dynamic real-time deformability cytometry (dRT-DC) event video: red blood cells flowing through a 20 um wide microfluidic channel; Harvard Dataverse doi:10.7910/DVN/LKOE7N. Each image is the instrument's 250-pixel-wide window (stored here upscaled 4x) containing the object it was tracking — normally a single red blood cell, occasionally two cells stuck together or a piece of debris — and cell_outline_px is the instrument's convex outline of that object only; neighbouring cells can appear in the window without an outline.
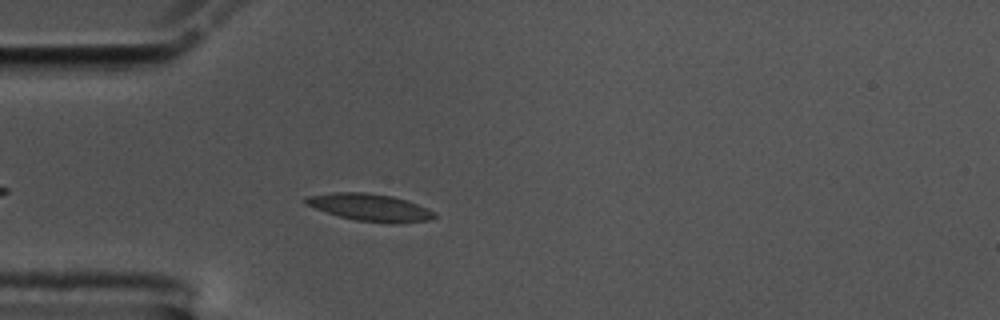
{"species": "common noctule bat (a hibernating species)", "species_latin": "Nyctalus noctula", "temperature_condition": "cold", "stored_images_in_passage": 37, "camera_frame_rate_fps": 3000, "um_per_image_px": 0.085, "animal": {"sex": "male", "body_mass_g": 17.5, "forearm_length_mm": 52.3}, "frame": {"image": 1, "passage_image": 6, "time_ms": 1.667, "image_size_px": [1000, 320], "cell_outline_px": [[436, 216], [428, 220], [396, 224], [388, 224], [356, 220], [340, 216], [304, 204], [304, 200], [308, 196], [332, 192], [364, 192], [392, 196], [408, 200], [428, 208], [436, 212]], "centroid_in_image_um": [31.5, 17.63], "position_along_channel_um": 53.5, "area_um2": 20.52}}
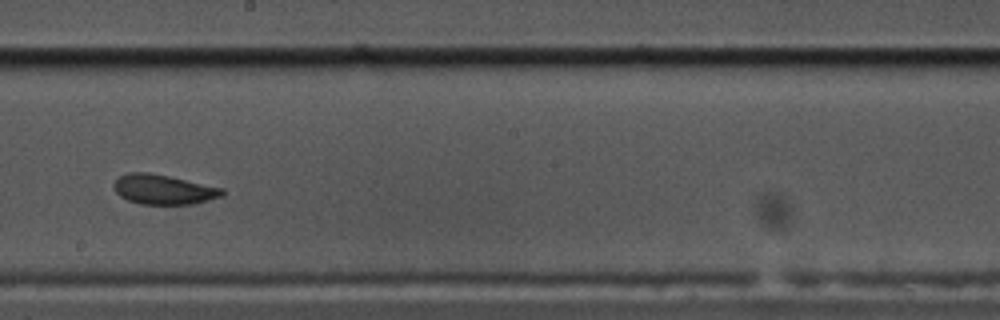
{"frame": {"image": 2, "passage_image": 22, "time_ms": 7.0, "image_size_px": [1000, 320], "cell_outline_px": [[224, 196], [192, 204], [140, 204], [128, 200], [120, 196], [116, 192], [112, 184], [120, 176], [128, 172], [148, 172], [168, 176], [224, 188]], "centroid_in_image_um": [13.89, 16.1], "position_along_channel_um": 234.3, "area_um2": 18.79}}
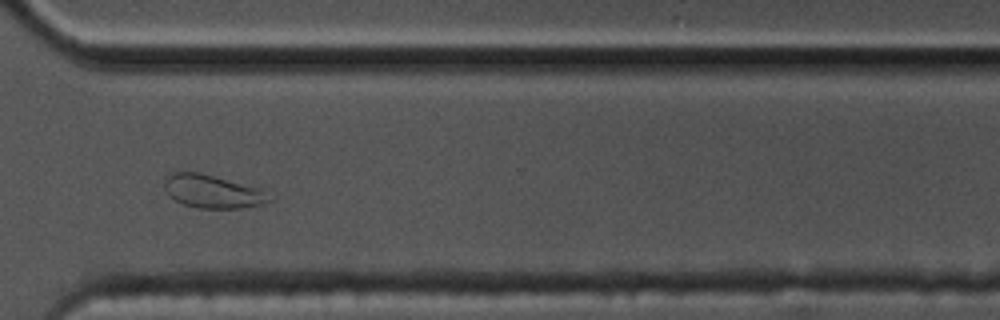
{"frame": {"image": 3, "passage_image": 32, "time_ms": 10.333, "image_size_px": [1000, 320], "cell_outline_px": [[272, 200], [264, 204], [240, 208], [200, 208], [184, 204], [168, 196], [164, 188], [164, 176], [172, 172], [200, 172], [260, 188]], "centroid_in_image_um": [18.02, 16.26], "position_along_channel_um": 352.6, "area_um2": 20.29}, "authors_computed_cell_mechanics": {"area_um2": 19.1318, "velocity_mm_per_s": 3.5364, "shape_relaxation_time_tau1_ms": null, "shape_relaxation_time_tau2_ms": 1.9891, "deformation_change_tau1": null, "deformation_change_tau2": 0.0612}}